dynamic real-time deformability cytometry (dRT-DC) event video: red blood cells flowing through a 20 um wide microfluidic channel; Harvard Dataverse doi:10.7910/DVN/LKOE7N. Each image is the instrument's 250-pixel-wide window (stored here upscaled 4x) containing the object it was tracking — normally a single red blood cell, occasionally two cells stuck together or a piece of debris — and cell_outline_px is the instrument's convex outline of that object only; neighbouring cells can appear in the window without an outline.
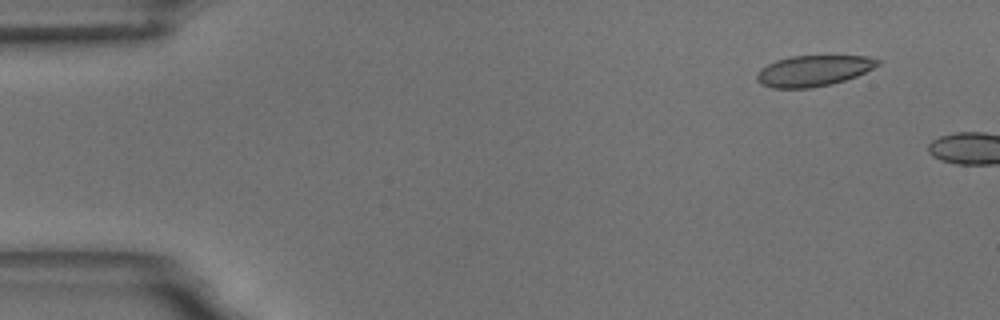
{"species": "common noctule bat (a hibernating species)", "species_latin": "Nyctalus noctula", "temperature_condition": "room temperature", "stored_images_in_passage": 3, "camera_frame_rate_fps": 3000, "um_per_image_px": 0.085, "animal": {"sex": "male", "body_mass_g": 18.8}, "frame": {"image": 1, "passage_image": 1, "time_ms": 0.0, "image_size_px": [1000, 320], "cell_outline_px": [[880, 64], [856, 76], [832, 84], [812, 88], [772, 88], [760, 84], [756, 80], [756, 76], [760, 68], [776, 60], [792, 56], [868, 56], [880, 60]], "centroid_in_image_um": [69.11, 6.02], "position_along_channel_um": 15.9, "area_um2": 21.73}}